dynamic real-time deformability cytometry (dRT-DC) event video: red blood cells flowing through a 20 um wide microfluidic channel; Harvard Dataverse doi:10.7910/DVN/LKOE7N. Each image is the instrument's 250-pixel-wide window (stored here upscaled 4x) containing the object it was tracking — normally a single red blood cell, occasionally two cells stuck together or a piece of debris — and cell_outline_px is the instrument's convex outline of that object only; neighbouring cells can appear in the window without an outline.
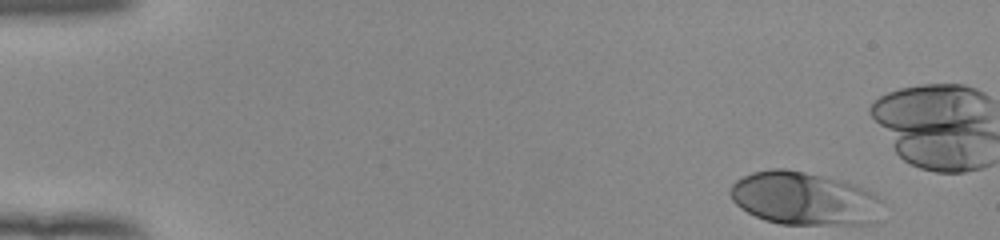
{"species": "human", "species_latin": "Homo sapiens", "temperature_condition": "room temperature", "stored_images_in_passage": 44, "camera_frame_rate_fps": 3000, "um_per_image_px": 0.085, "donor": {"sex": "female"}, "frame": {"image": 1, "passage_image": 1, "time_ms": 0.0, "image_size_px": [1000, 240], "cell_outline_px": [[884, 200], [868, 224], [780, 224], [764, 220], [740, 208], [732, 200], [728, 192], [728, 188], [736, 180], [752, 172], [772, 168], [784, 168], [804, 172], [840, 180], [856, 184], [872, 192]], "centroid_in_image_um": [68.28, 16.86], "position_along_channel_um": 16.7, "area_um2": 46.93}}
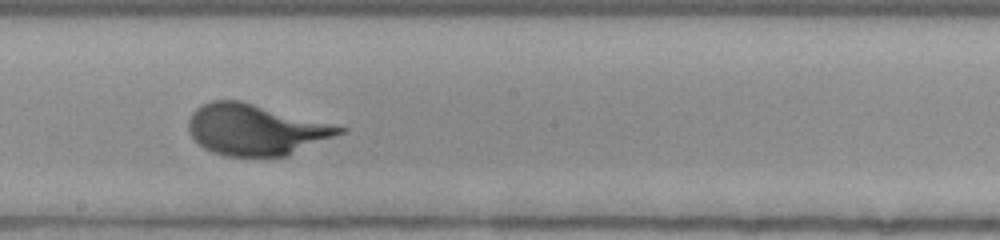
{"frame": {"image": 2, "passage_image": 27, "time_ms": 8.667, "image_size_px": [1000, 240], "cell_outline_px": [[348, 132], [288, 156], [228, 156], [212, 152], [204, 148], [192, 136], [188, 128], [188, 120], [192, 112], [200, 104], [212, 100], [240, 100], [348, 128]], "centroid_in_image_um": [21.76, 11.02], "position_along_channel_um": 226.4, "area_um2": 45.03}}
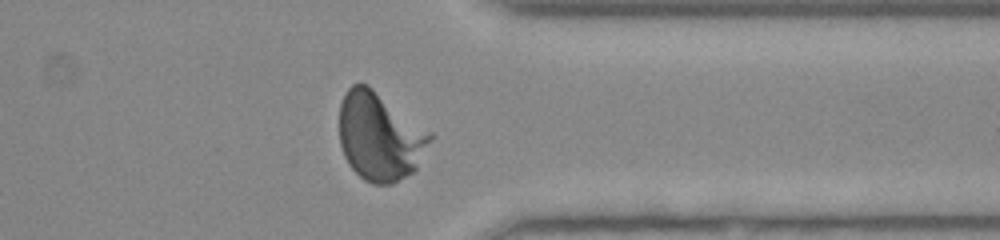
{"frame": {"image": 3, "passage_image": 39, "time_ms": 12.667, "image_size_px": [1000, 240], "cell_outline_px": [[432, 140], [416, 168], [412, 172], [392, 184], [372, 184], [364, 180], [348, 164], [344, 156], [340, 144], [340, 104], [348, 88], [352, 84], [368, 84], [432, 132]], "centroid_in_image_um": [32.28, 11.59], "position_along_channel_um": 379.1, "area_um2": 46.7}}